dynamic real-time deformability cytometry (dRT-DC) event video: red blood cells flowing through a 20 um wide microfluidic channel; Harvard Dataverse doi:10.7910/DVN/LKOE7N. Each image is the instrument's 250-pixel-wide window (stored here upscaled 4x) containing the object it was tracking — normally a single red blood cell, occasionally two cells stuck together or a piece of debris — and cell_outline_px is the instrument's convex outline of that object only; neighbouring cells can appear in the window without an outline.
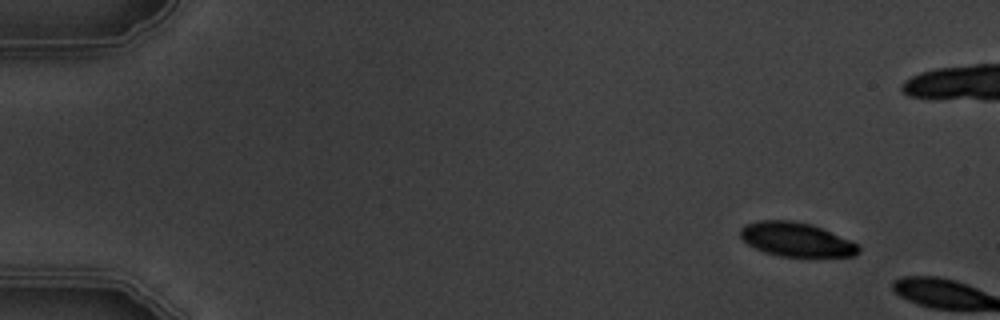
{"species": "common noctule bat (a hibernating species)", "species_latin": "Nyctalus noctula", "temperature_condition": "warm", "stored_images_in_passage": 2, "camera_frame_rate_fps": 3000, "um_per_image_px": 0.085, "animal": {"sex": "male", "body_mass_g": 19.5, "forearm_length_mm": 54.6}, "frame": {"image": 1, "passage_image": 1, "time_ms": 0.0, "image_size_px": [1000, 320], "cell_outline_px": [[860, 252], [856, 256], [780, 256], [764, 252], [748, 244], [740, 236], [740, 228], [744, 224], [760, 220], [792, 220], [808, 224], [820, 228], [860, 244]], "centroid_in_image_um": [67.67, 20.36], "position_along_channel_um": 17.3, "area_um2": 23.29}}